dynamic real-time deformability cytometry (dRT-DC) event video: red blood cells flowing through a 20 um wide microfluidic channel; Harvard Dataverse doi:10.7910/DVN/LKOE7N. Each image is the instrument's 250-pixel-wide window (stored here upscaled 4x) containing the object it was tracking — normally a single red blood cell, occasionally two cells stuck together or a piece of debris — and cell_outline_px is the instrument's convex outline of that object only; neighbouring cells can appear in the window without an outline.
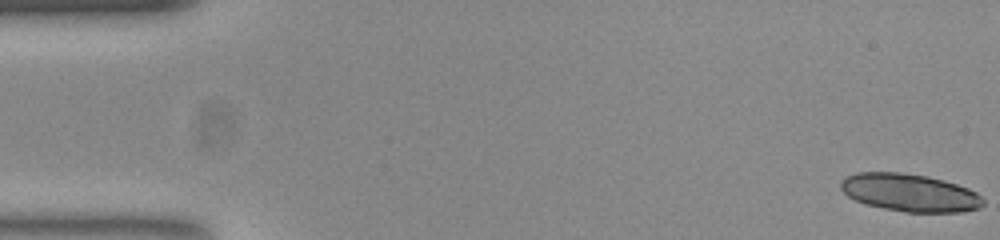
{"species": "common noctule bat (a hibernating species)", "species_latin": "Nyctalus noctula", "temperature_condition": "room temperature", "stored_images_in_passage": 22, "camera_frame_rate_fps": 3000, "um_per_image_px": 0.085, "animal": {"sex": "female", "body_mass_g": 23.0, "forearm_length_mm": 53.4}, "frame": {"image": 1, "passage_image": 1, "time_ms": 0.0, "image_size_px": [1000, 240], "cell_outline_px": [[984, 204], [980, 208], [960, 212], [904, 212], [864, 204], [848, 196], [840, 188], [840, 180], [844, 176], [856, 172], [900, 172], [928, 176], [944, 180], [968, 188], [976, 192], [984, 200]], "centroid_in_image_um": [77.3, 16.37], "position_along_channel_um": 7.7, "area_um2": 31.5}}
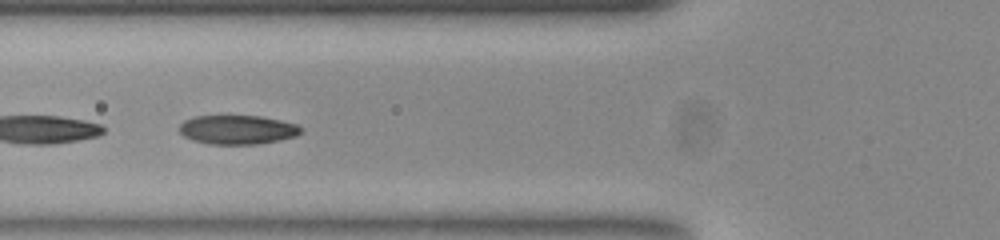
{"frame": {"image": 2, "passage_image": 20, "time_ms": 6.333, "image_size_px": [1000, 240], "cell_outline_px": [[300, 132], [296, 136], [280, 140], [260, 144], [208, 144], [192, 140], [184, 136], [180, 132], [180, 124], [184, 120], [196, 116], [260, 116], [280, 120], [296, 124], [300, 128]], "centroid_in_image_um": [20.17, 11.03], "position_along_channel_um": 105.6, "area_um2": 20.52}}